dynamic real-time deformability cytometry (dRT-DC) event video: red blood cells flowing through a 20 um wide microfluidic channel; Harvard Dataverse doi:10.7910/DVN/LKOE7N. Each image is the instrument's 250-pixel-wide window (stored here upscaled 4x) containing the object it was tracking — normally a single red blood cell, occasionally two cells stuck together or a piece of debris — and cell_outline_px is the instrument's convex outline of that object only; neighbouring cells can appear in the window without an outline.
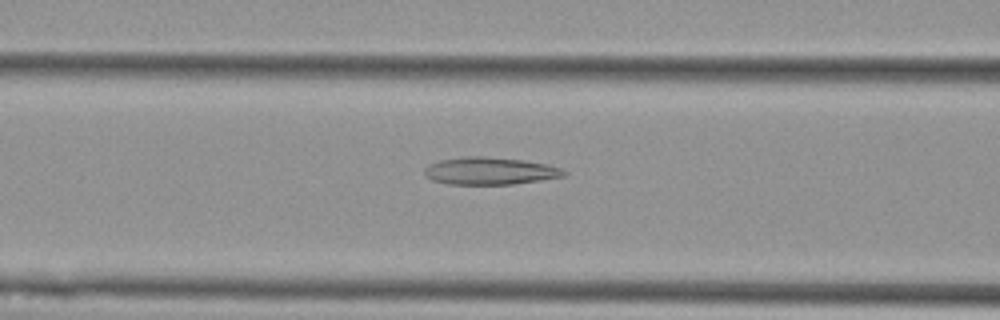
{"species": "Egyptian fruit bat (a non-hibernating species)", "species_latin": "Rousettus aegyptiacus", "temperature_condition": "cold", "stored_images_in_passage": 57, "camera_frame_rate_fps": 3000, "um_per_image_px": 0.085, "animal": {"sex": "female"}, "frame": {"image": 1, "passage_image": 23, "time_ms": 7.333, "image_size_px": [1000, 320], "cell_outline_px": [[568, 172], [564, 176], [540, 180], [512, 184], [448, 184], [432, 180], [424, 172], [424, 168], [428, 164], [440, 160], [464, 156], [484, 156], [520, 160], [548, 164], [560, 168]], "centroid_in_image_um": [41.63, 14.52], "position_along_channel_um": 125.0, "area_um2": 22.14}}
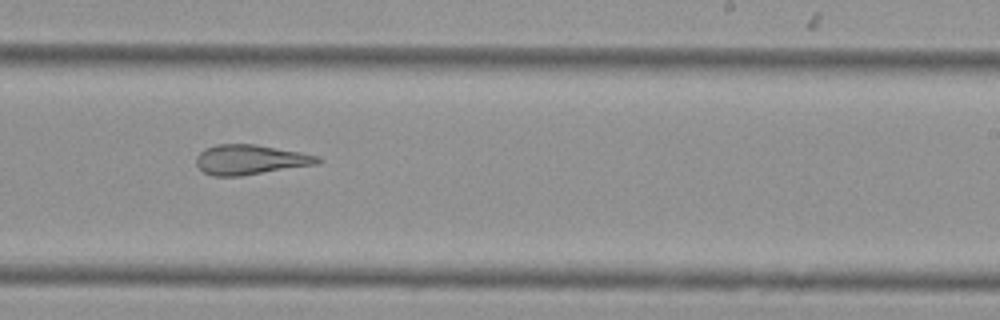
{"frame": {"image": 2, "passage_image": 35, "time_ms": 11.333, "image_size_px": [1000, 320], "cell_outline_px": [[324, 160], [320, 164], [240, 176], [212, 176], [204, 172], [196, 164], [196, 156], [204, 148], [216, 144], [256, 144], [300, 152], [320, 156]], "centroid_in_image_um": [21.31, 13.57], "position_along_channel_um": 267.7, "area_um2": 21.39}}
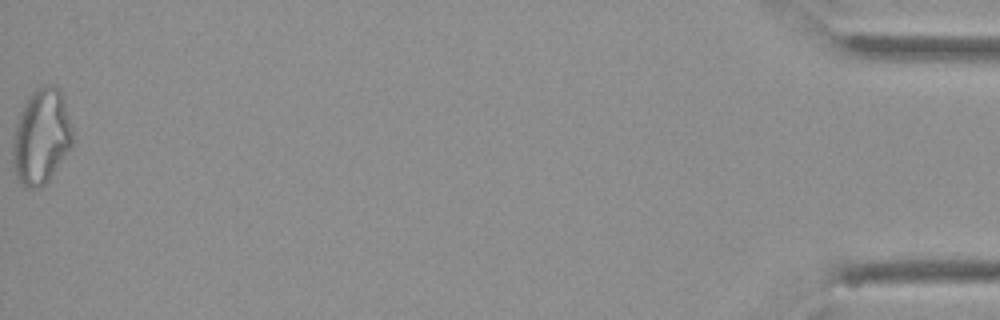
{"frame": {"image": 3, "passage_image": 57, "time_ms": 18.667, "image_size_px": [1000, 320], "cell_outline_px": [[72, 144], [48, 180], [44, 184], [36, 188], [28, 188], [20, 184], [12, 168], [12, 144], [20, 112], [28, 96], [40, 84], [56, 84], [60, 88], [72, 124]], "centroid_in_image_um": [3.5, 11.57], "position_along_channel_um": 431.7, "area_um2": 33.29}, "authors_computed_cell_mechanics": {"area_um2": 26.4724, "velocity_mm_per_s": 3.5792, "shape_relaxation_time_tau1_ms": null, "shape_relaxation_time_tau2_ms": 2.0315, "deformation_change_tau1": null, "deformation_change_tau2": 0.1169}}